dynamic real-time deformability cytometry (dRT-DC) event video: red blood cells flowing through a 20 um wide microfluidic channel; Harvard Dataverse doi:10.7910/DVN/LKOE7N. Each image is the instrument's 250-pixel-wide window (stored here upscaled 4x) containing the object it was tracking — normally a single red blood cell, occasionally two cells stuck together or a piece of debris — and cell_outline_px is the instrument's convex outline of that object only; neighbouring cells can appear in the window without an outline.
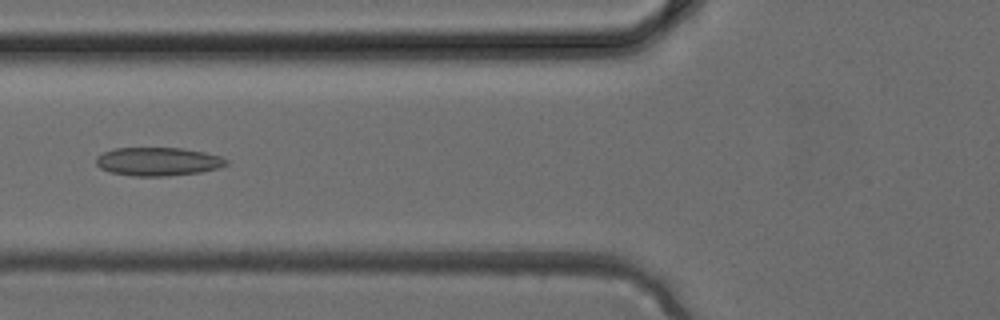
{"species": "common noctule bat (a hibernating species)", "species_latin": "Nyctalus noctula", "temperature_condition": "cold", "stored_images_in_passage": 3, "camera_frame_rate_fps": 3000, "um_per_image_px": 0.085, "animal": {"sex": "female", "body_mass_g": 24.6, "forearm_length_mm": 56.2}, "frame": {"image": 1, "passage_image": 3, "time_ms": 0.667, "image_size_px": [1000, 320], "cell_outline_px": [[228, 164], [220, 168], [200, 172], [168, 176], [132, 176], [108, 172], [100, 168], [96, 164], [96, 156], [104, 152], [116, 148], [180, 148], [204, 152], [220, 156], [228, 160]], "centroid_in_image_um": [13.42, 13.74], "position_along_channel_um": 112.4, "area_um2": 21.68}}